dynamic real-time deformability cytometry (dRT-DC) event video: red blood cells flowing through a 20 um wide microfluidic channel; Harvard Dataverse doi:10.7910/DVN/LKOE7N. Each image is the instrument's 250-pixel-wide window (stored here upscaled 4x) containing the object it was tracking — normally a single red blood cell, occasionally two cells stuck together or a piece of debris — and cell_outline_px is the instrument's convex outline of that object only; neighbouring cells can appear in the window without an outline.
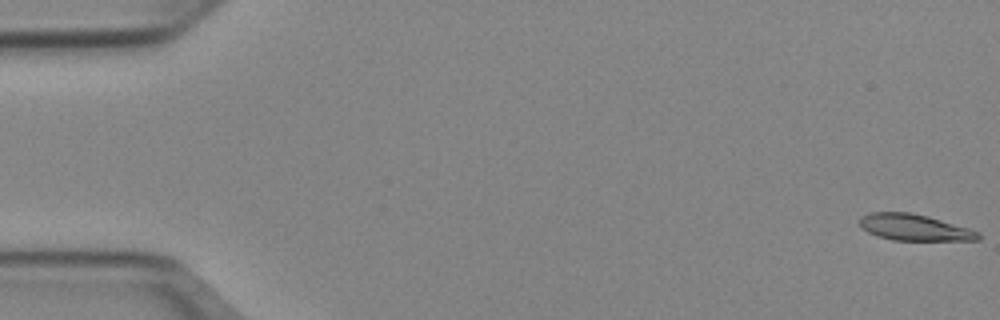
{"species": "Egyptian fruit bat (a non-hibernating species)", "species_latin": "Rousettus aegyptiacus", "temperature_condition": "cold", "stored_images_in_passage": 52, "camera_frame_rate_fps": 3000, "um_per_image_px": 0.085, "animal": {"sex": "female"}, "frame": {"image": 1, "passage_image": 1, "time_ms": 0.0, "image_size_px": [1000, 320], "cell_outline_px": [[980, 240], [892, 240], [876, 236], [868, 232], [860, 224], [860, 216], [872, 212], [908, 212], [928, 216], [968, 228], [980, 232]], "centroid_in_image_um": [77.72, 19.33], "position_along_channel_um": 7.3, "area_um2": 18.09}}
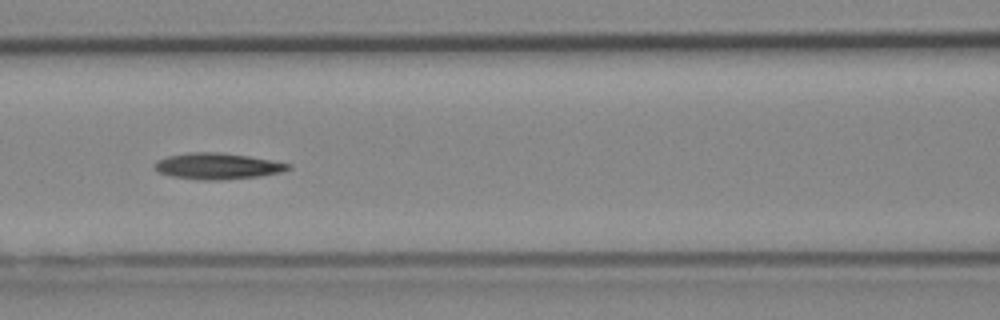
{"frame": {"image": 2, "passage_image": 23, "time_ms": 7.333, "image_size_px": [1000, 320], "cell_outline_px": [[292, 168], [280, 172], [260, 176], [220, 180], [200, 180], [172, 176], [160, 172], [152, 164], [156, 160], [168, 156], [188, 152], [216, 152], [248, 156], [292, 164]], "centroid_in_image_um": [18.48, 14.12], "position_along_channel_um": 148.1, "area_um2": 20.29}}
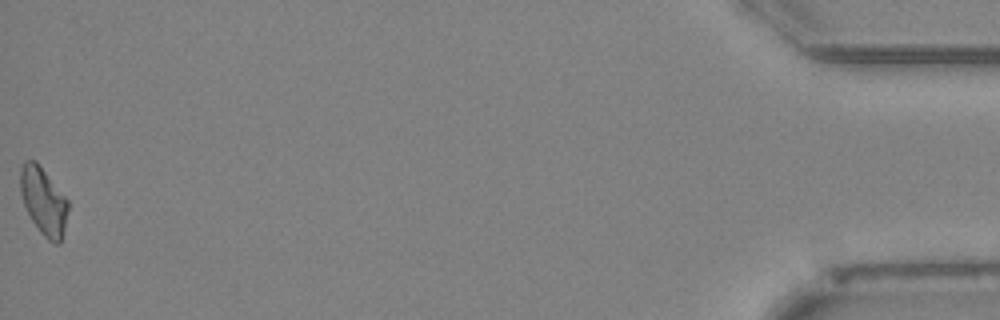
{"frame": {"image": 3, "passage_image": 52, "time_ms": 17.0, "image_size_px": [1000, 320], "cell_outline_px": [[68, 208], [60, 244], [56, 244], [48, 240], [40, 232], [32, 220], [24, 204], [20, 192], [20, 168], [24, 160], [36, 160], [68, 200]], "centroid_in_image_um": [3.68, 17.07], "position_along_channel_um": 431.5, "area_um2": 18.55}, "authors_computed_cell_mechanics": {"area_um2": 19.1029, "velocity_mm_per_s": 3.9477, "shape_relaxation_time_tau1_ms": 8.8554, "shape_relaxation_time_tau2_ms": null, "deformation_change_tau1": 0.1947, "deformation_change_tau2": null}}